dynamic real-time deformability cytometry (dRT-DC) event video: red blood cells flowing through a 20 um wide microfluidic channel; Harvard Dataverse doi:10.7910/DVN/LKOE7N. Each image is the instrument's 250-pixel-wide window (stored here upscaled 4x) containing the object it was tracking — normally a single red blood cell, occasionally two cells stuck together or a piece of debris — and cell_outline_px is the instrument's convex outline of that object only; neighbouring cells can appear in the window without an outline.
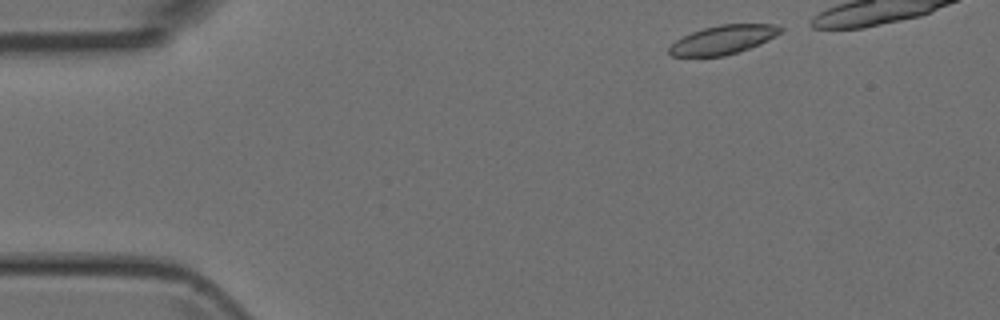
{"species": "Egyptian fruit bat (a non-hibernating species)", "species_latin": "Rousettus aegyptiacus", "temperature_condition": "room temperature", "stored_images_in_passage": 3, "camera_frame_rate_fps": 3000, "um_per_image_px": 0.085, "animal": {"sex": "female"}, "frame": {"image": 1, "passage_image": 1, "time_ms": 0.0, "image_size_px": [1000, 320], "cell_outline_px": [[784, 28], [776, 36], [760, 44], [724, 56], [672, 56], [668, 52], [668, 48], [676, 40], [692, 32], [704, 28], [720, 24], [776, 24]], "centroid_in_image_um": [61.48, 3.37], "position_along_channel_um": 23.5, "area_um2": 18.55}}